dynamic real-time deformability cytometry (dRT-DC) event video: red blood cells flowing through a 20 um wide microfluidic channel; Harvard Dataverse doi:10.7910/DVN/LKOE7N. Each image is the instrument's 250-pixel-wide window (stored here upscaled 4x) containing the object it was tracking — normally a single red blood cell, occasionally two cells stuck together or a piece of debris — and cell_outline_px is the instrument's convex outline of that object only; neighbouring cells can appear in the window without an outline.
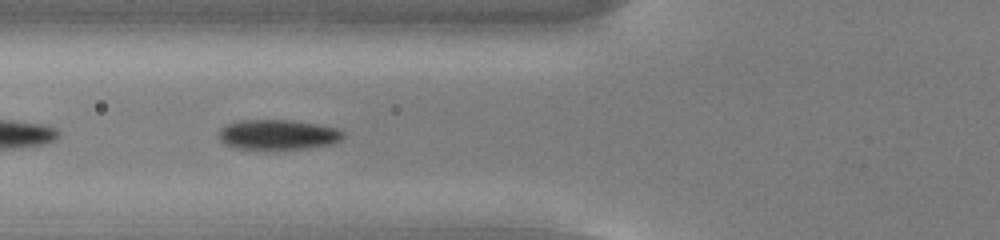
{"species": "common noctule bat (a hibernating species)", "species_latin": "Nyctalus noctula", "temperature_condition": "cold", "stored_images_in_passage": 38, "camera_frame_rate_fps": 3000, "um_per_image_px": 0.085, "animal": {"sex": "male", "body_mass_g": 13.0, "forearm_length_mm": 53.1}, "frame": {"image": 1, "passage_image": 5, "time_ms": 1.333, "image_size_px": [1000, 240], "cell_outline_px": [[344, 136], [340, 140], [328, 144], [304, 148], [256, 152], [236, 148], [224, 144], [220, 140], [220, 128], [228, 124], [240, 120], [292, 120], [316, 124], [336, 128], [344, 132]], "centroid_in_image_um": [23.56, 11.48], "position_along_channel_um": 102.2, "area_um2": 22.25}}
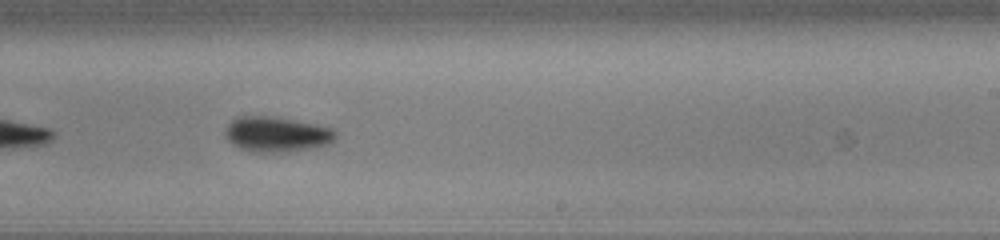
{"frame": {"image": 2, "passage_image": 18, "time_ms": 5.667, "image_size_px": [1000, 240], "cell_outline_px": [[336, 136], [328, 144], [312, 148], [288, 152], [252, 152], [240, 148], [232, 144], [228, 140], [224, 132], [228, 124], [236, 116], [272, 116], [316, 124], [332, 128], [336, 132]], "centroid_in_image_um": [23.49, 11.41], "position_along_channel_um": 265.5, "area_um2": 22.72}}
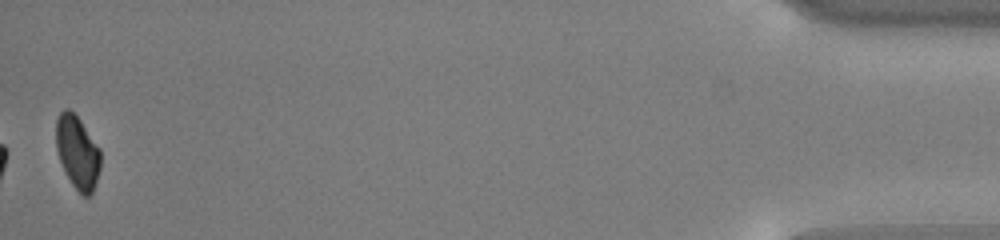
{"frame": {"image": 3, "passage_image": 38, "time_ms": 12.333, "image_size_px": [1000, 240], "cell_outline_px": [[100, 168], [92, 192], [88, 196], [84, 196], [72, 184], [60, 160], [56, 148], [56, 120], [60, 112], [64, 108], [68, 108], [80, 120], [100, 148]], "centroid_in_image_um": [6.58, 12.91], "position_along_channel_um": 428.6, "area_um2": 18.61}, "authors_computed_cell_mechanics": {"area_um2": 21.6461, "velocity_mm_per_s": 3.7698, "shape_relaxation_time_tau1_ms": 1.965, "shape_relaxation_time_tau2_ms": null, "deformation_change_tau1": 0.1009, "deformation_change_tau2": null}}